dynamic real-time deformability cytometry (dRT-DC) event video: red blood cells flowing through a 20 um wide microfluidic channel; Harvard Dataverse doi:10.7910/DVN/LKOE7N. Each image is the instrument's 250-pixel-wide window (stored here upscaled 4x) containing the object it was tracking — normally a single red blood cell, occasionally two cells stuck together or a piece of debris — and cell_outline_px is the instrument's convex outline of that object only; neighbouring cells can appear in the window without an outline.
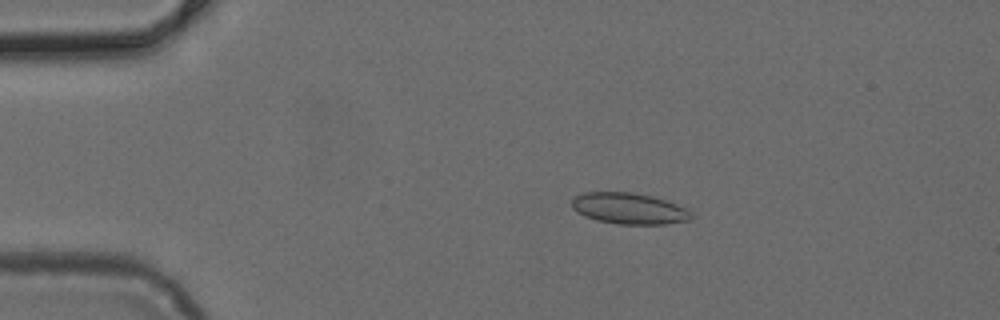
{"species": "common noctule bat (a hibernating species)", "species_latin": "Nyctalus noctula", "temperature_condition": "cold", "stored_images_in_passage": 49, "camera_frame_rate_fps": 3000, "um_per_image_px": 0.085, "animal": {"sex": "female", "body_mass_g": 24.6, "forearm_length_mm": 56.2}, "frame": {"image": 1, "passage_image": 9, "time_ms": 2.667, "image_size_px": [1000, 320], "cell_outline_px": [[692, 216], [688, 220], [664, 224], [620, 224], [596, 220], [572, 208], [572, 200], [576, 196], [584, 192], [632, 192], [652, 196], [676, 204], [692, 212]], "centroid_in_image_um": [53.47, 17.71], "position_along_channel_um": 31.5, "area_um2": 21.33}}
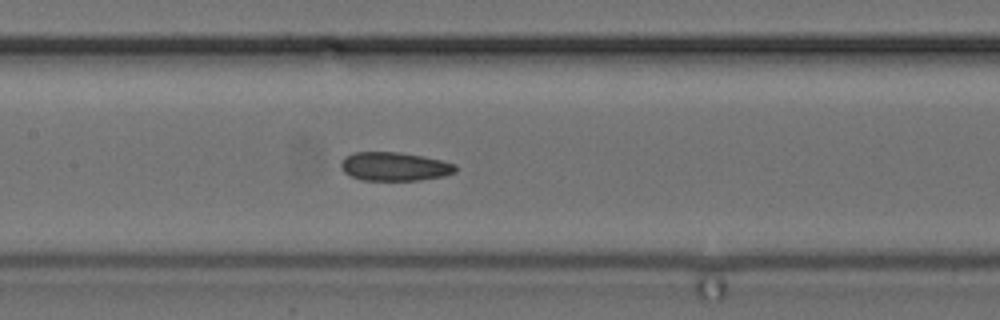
{"frame": {"image": 2, "passage_image": 23, "time_ms": 7.333, "image_size_px": [1000, 320], "cell_outline_px": [[456, 172], [444, 176], [420, 180], [360, 180], [344, 172], [340, 168], [340, 164], [344, 156], [352, 152], [400, 152], [424, 156], [456, 164]], "centroid_in_image_um": [33.51, 14.15], "position_along_channel_um": 173.9, "area_um2": 19.31}}
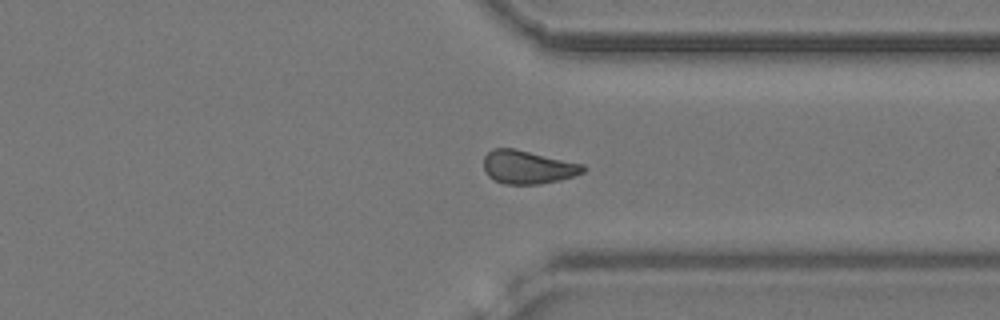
{"frame": {"image": 3, "passage_image": 37, "time_ms": 12.0, "image_size_px": [1000, 320], "cell_outline_px": [[588, 168], [584, 172], [560, 180], [540, 184], [504, 184], [488, 176], [484, 168], [484, 156], [492, 148], [516, 148], [584, 164]], "centroid_in_image_um": [44.88, 14.19], "position_along_channel_um": 366.5, "area_um2": 19.48}}